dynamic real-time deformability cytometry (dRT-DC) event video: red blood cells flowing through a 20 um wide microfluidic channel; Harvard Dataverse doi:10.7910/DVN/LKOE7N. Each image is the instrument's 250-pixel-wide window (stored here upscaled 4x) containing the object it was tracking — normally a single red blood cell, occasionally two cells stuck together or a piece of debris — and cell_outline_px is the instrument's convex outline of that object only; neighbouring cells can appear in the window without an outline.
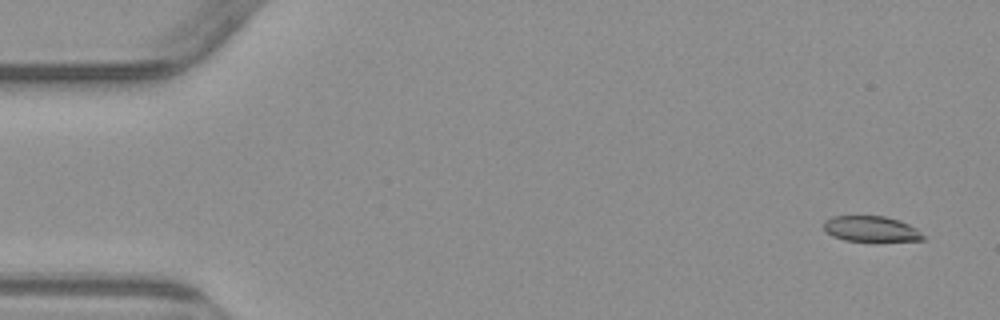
{"species": "common noctule bat (a hibernating species)", "species_latin": "Nyctalus noctula", "temperature_condition": "warm", "stored_images_in_passage": 6, "camera_frame_rate_fps": 3000, "um_per_image_px": 0.085, "animal": {"sex": "male", "body_mass_g": 23.1, "forearm_length_mm": 52.7}, "frame": {"image": 1, "passage_image": 1, "time_ms": 0.0, "image_size_px": [1000, 320], "cell_outline_px": [[924, 240], [876, 244], [844, 240], [832, 236], [824, 232], [824, 220], [832, 216], [884, 216], [900, 220], [916, 228], [924, 236]], "centroid_in_image_um": [74.05, 19.51], "position_along_channel_um": 10.9, "area_um2": 15.78}}
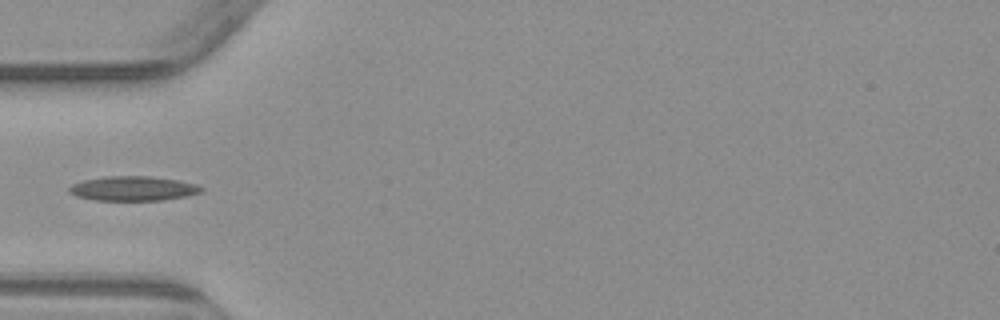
{"frame": {"image": 2, "passage_image": 5, "time_ms": 5.0, "image_size_px": [1000, 320], "cell_outline_px": [[204, 188], [200, 192], [188, 196], [164, 200], [96, 200], [76, 196], [68, 192], [68, 188], [72, 184], [84, 180], [108, 176], [148, 176], [176, 180], [196, 184]], "centroid_in_image_um": [11.31, 16.02], "position_along_channel_um": 73.7, "area_um2": 18.79}}
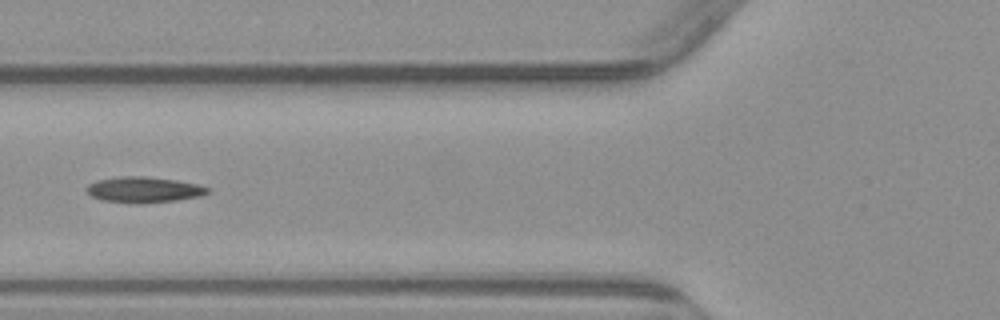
{"frame": {"image": 3, "passage_image": 6, "time_ms": 6.0, "image_size_px": [1000, 320], "cell_outline_px": [[212, 192], [200, 196], [176, 200], [140, 204], [136, 204], [100, 200], [92, 196], [84, 188], [88, 184], [96, 180], [120, 176], [144, 176], [176, 180], [196, 184], [212, 188]], "centroid_in_image_um": [12.22, 16.13], "position_along_channel_um": 113.6, "area_um2": 18.44}}